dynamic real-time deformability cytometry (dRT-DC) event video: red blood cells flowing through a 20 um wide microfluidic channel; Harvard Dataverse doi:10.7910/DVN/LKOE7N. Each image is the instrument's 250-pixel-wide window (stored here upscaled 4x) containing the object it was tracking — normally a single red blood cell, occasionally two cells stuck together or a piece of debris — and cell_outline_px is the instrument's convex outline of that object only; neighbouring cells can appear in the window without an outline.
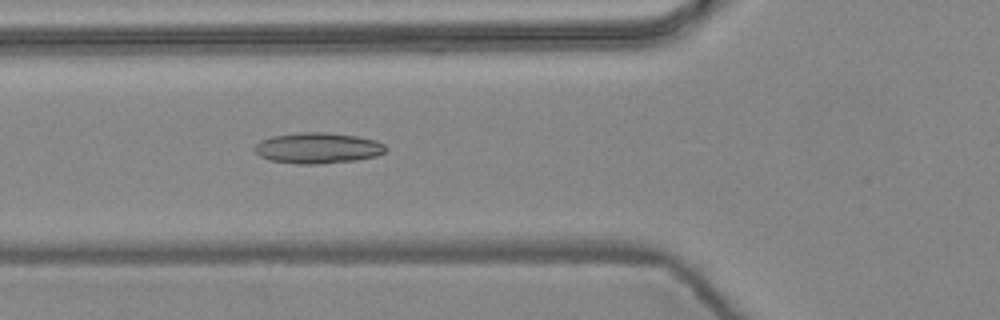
{"species": "common noctule bat (a hibernating species)", "species_latin": "Nyctalus noctula", "temperature_condition": "warm", "stored_images_in_passage": 5, "camera_frame_rate_fps": 3000, "um_per_image_px": 0.085, "animal": {"sex": "female", "body_mass_g": 24.6, "forearm_length_mm": 56.2}, "frame": {"image": 1, "passage_image": 5, "time_ms": 1.333, "image_size_px": [1000, 320], "cell_outline_px": [[388, 148], [384, 152], [376, 156], [356, 160], [320, 164], [296, 164], [268, 160], [260, 156], [256, 152], [256, 144], [260, 140], [272, 136], [300, 132], [324, 132], [356, 136], [376, 140], [384, 144]], "centroid_in_image_um": [27.02, 12.59], "position_along_channel_um": 98.8, "area_um2": 23.58}}